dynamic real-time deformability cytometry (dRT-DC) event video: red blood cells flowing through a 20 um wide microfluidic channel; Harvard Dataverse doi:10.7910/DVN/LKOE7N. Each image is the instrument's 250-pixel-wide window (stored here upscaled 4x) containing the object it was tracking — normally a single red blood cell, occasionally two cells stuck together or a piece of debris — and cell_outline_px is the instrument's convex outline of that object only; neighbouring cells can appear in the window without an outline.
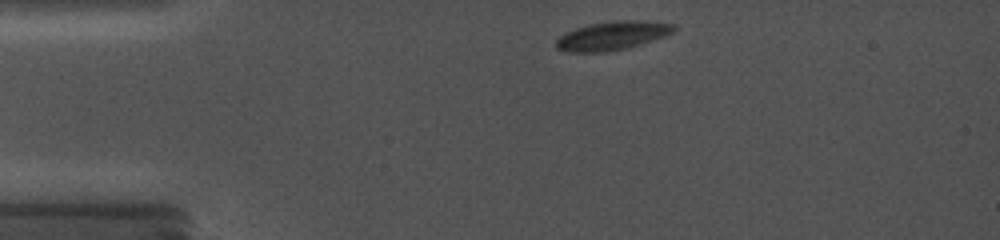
{"species": "common noctule bat (a hibernating species)", "species_latin": "Nyctalus noctula", "temperature_condition": "cold", "stored_images_in_passage": 93, "camera_frame_rate_fps": 5000, "um_per_image_px": 0.085, "animal": {"sex": "female", "body_mass_g": 19.0, "forearm_length_mm": 56.7}, "frame": {"image": 1, "passage_image": 3, "time_ms": 0.2, "image_size_px": [1000, 240], "cell_outline_px": [[676, 28], [672, 32], [624, 48], [600, 52], [568, 52], [556, 48], [556, 40], [564, 32], [576, 28], [592, 24], [612, 20], [648, 20], [676, 24]], "centroid_in_image_um": [51.99, 3.0], "position_along_channel_um": 33.0, "area_um2": 19.25}}
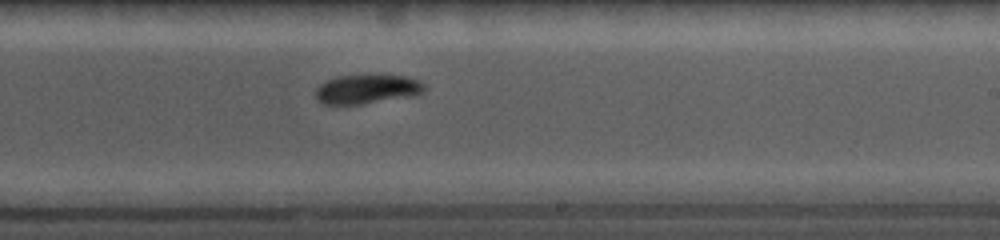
{"frame": {"image": 2, "passage_image": 54, "time_ms": 7.4, "image_size_px": [1000, 240], "cell_outline_px": [[428, 88], [424, 92], [416, 96], [364, 104], [324, 104], [316, 100], [316, 88], [324, 80], [336, 76], [404, 76], [420, 80]], "centroid_in_image_um": [31.23, 7.59], "position_along_channel_um": 257.8, "area_um2": 18.73}}
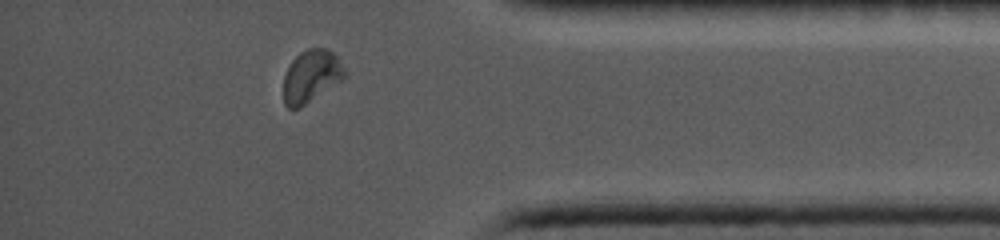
{"frame": {"image": 3, "passage_image": 83, "time_ms": 11.6, "image_size_px": [1000, 240], "cell_outline_px": [[344, 76], [340, 80], [300, 108], [288, 108], [284, 104], [284, 76], [292, 60], [300, 52], [308, 48], [328, 48], [340, 60], [344, 72]], "centroid_in_image_um": [26.41, 6.46], "position_along_channel_um": 408.8, "area_um2": 18.26}}